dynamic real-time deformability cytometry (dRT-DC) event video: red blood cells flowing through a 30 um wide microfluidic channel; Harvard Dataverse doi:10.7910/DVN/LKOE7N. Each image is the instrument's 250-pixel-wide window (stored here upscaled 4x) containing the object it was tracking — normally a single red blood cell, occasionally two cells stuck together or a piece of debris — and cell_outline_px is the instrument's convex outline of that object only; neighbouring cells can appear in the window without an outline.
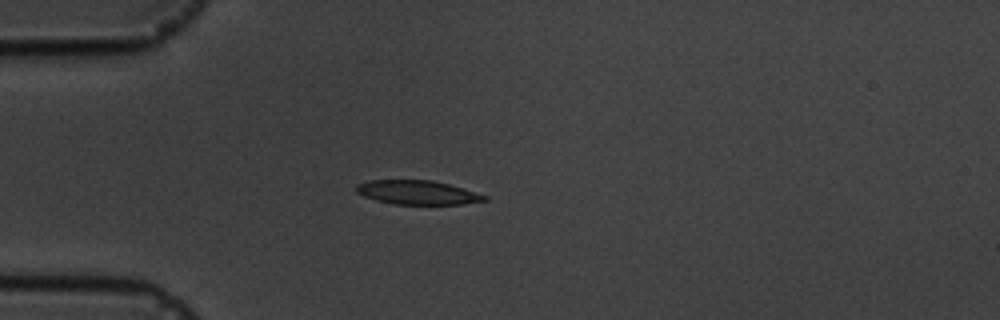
{"species": "common noctule bat (a hibernating species)", "species_latin": "Nyctalus noctula", "temperature_condition": "cold", "stored_images_in_passage": 1, "camera_frame_rate_fps": 3000, "um_per_image_px": 0.085, "animal": {"sex": "male", "body_mass_g": 19.5, "forearm_length_mm": 54.6}, "frame": {"image": 1, "passage_image": 1, "time_ms": 0.0, "image_size_px": [1000, 320], "cell_outline_px": [[488, 200], [464, 204], [396, 204], [376, 200], [364, 196], [356, 192], [356, 184], [368, 180], [432, 180], [464, 188], [488, 196]], "centroid_in_image_um": [35.5, 16.35], "position_along_channel_um": 49.5, "area_um2": 17.98}}